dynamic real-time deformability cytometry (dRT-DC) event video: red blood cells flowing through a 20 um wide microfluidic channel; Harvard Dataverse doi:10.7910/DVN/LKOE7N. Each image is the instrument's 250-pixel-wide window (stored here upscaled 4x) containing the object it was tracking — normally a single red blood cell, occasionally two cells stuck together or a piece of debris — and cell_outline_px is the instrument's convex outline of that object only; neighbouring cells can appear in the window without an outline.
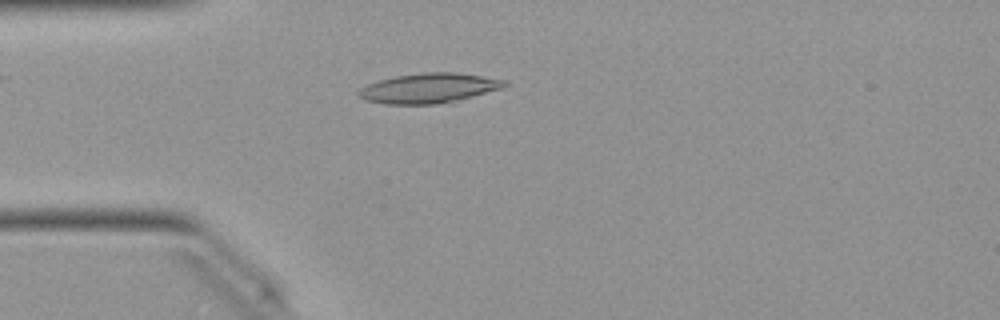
{"species": "Egyptian fruit bat (a non-hibernating species)", "species_latin": "Rousettus aegyptiacus", "temperature_condition": "warm", "stored_images_in_passage": 41, "camera_frame_rate_fps": 3000, "um_per_image_px": 0.085, "animal": {"sex": "female"}, "frame": {"image": 1, "passage_image": 4, "time_ms": 1.0, "image_size_px": [1000, 320], "cell_outline_px": [[508, 84], [504, 88], [452, 104], [384, 104], [364, 100], [356, 96], [356, 92], [360, 88], [368, 84], [380, 80], [396, 76], [424, 72], [456, 72], [508, 80]], "centroid_in_image_um": [36.52, 7.52], "position_along_channel_um": 48.5, "area_um2": 26.18}}
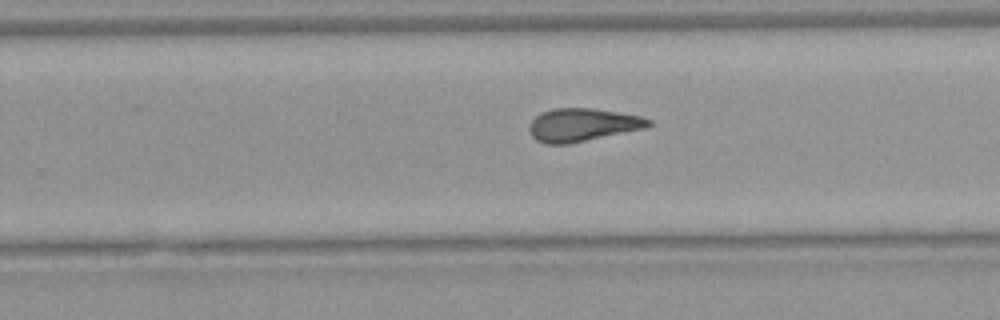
{"frame": {"image": 2, "passage_image": 22, "time_ms": 7.0, "image_size_px": [1000, 320], "cell_outline_px": [[652, 124], [648, 128], [568, 144], [544, 144], [536, 140], [532, 136], [528, 128], [528, 124], [540, 112], [552, 108], [592, 108], [640, 116], [652, 120]], "centroid_in_image_um": [49.5, 10.62], "position_along_channel_um": 280.3, "area_um2": 23.18}}
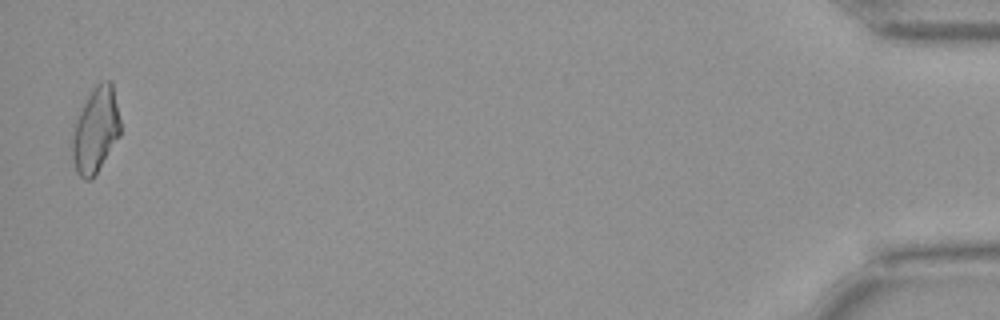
{"frame": {"image": 3, "passage_image": 40, "time_ms": 13.0, "image_size_px": [1000, 320], "cell_outline_px": [[120, 136], [92, 180], [84, 180], [76, 172], [72, 156], [72, 136], [76, 120], [92, 88], [100, 80], [112, 80], [120, 120]], "centroid_in_image_um": [8.14, 11.06], "position_along_channel_um": 427.1, "area_um2": 23.99}, "authors_computed_cell_mechanics": {"area_um2": 23.0044, "velocity_mm_per_s": 4.0484, "shape_relaxation_time_tau1_ms": null, "shape_relaxation_time_tau2_ms": 2.1839, "deformation_change_tau1": null, "deformation_change_tau2": 0.1068}}